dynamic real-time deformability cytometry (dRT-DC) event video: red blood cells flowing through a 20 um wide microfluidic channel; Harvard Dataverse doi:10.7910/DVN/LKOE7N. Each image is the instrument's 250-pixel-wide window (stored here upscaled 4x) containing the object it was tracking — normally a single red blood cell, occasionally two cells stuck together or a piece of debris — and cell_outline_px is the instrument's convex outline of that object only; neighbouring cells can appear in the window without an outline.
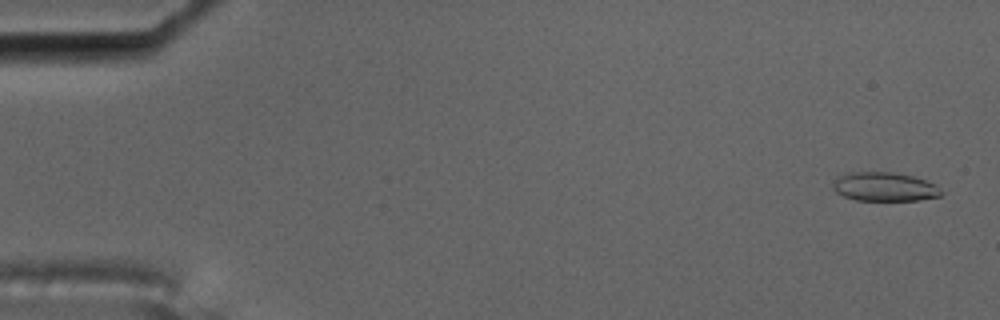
{"species": "common noctule bat (a hibernating species)", "species_latin": "Nyctalus noctula", "temperature_condition": "cold", "stored_images_in_passage": 6, "camera_frame_rate_fps": 3000, "um_per_image_px": 0.085, "animal": {"sex": "male", "body_mass_g": 17.5, "forearm_length_mm": 52.3}, "frame": {"image": 1, "passage_image": 1, "time_ms": 0.0, "image_size_px": [1000, 320], "cell_outline_px": [[944, 192], [940, 196], [920, 200], [856, 200], [844, 196], [836, 192], [832, 188], [832, 184], [840, 176], [848, 172], [892, 172], [912, 176], [924, 180], [932, 184]], "centroid_in_image_um": [75.16, 15.88], "position_along_channel_um": 9.8, "area_um2": 18.03}}